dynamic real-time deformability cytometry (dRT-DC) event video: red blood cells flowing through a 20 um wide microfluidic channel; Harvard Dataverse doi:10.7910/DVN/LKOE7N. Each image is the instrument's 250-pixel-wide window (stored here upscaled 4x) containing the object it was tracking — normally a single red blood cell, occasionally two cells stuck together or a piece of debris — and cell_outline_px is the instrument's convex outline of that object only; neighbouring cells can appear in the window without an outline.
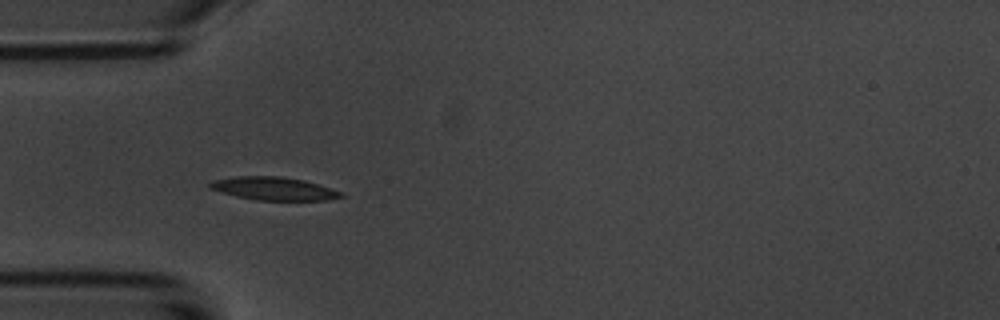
{"species": "common noctule bat (a hibernating species)", "species_latin": "Nyctalus noctula", "temperature_condition": "room temperature", "stored_images_in_passage": 5, "camera_frame_rate_fps": 3000, "um_per_image_px": 0.085, "animal": {"sex": "male", "body_mass_g": 20.1, "forearm_length_mm": 53.5}, "frame": {"image": 1, "passage_image": 4, "time_ms": 3.667, "image_size_px": [1000, 320], "cell_outline_px": [[344, 196], [324, 200], [256, 200], [236, 196], [208, 188], [208, 184], [212, 180], [236, 176], [280, 176], [304, 180], [344, 192]], "centroid_in_image_um": [23.25, 16.02], "position_along_channel_um": 61.7, "area_um2": 17.63}}